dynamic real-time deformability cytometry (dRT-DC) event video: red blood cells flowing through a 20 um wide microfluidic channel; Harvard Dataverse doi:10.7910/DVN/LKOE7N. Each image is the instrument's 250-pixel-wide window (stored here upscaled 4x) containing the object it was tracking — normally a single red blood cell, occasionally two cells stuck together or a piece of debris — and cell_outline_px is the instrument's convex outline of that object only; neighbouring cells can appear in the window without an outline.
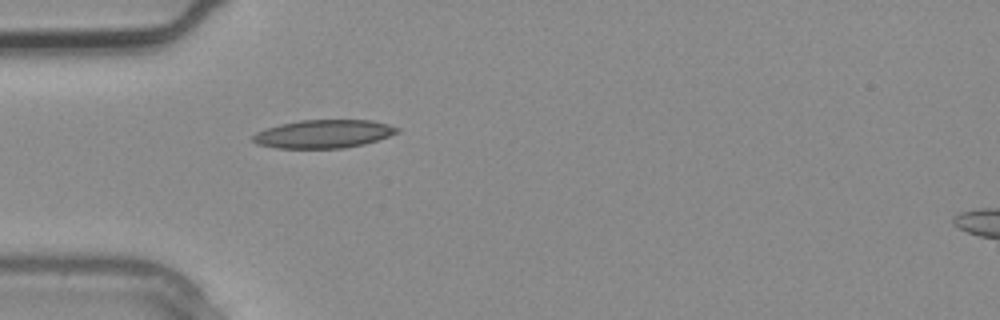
{"species": "common noctule bat (a hibernating species)", "species_latin": "Nyctalus noctula", "temperature_condition": "warm", "stored_images_in_passage": 4, "segment_of_instrument_passage": [1, 2], "camera_frame_rate_fps": 3000, "um_per_image_px": 0.085, "animal": {"sex": "male", "body_mass_g": 20.4}, "frame": {"image": 1, "passage_image": 3, "time_ms": 0.667, "image_size_px": [1000, 320], "cell_outline_px": [[400, 132], [364, 144], [344, 148], [276, 148], [256, 144], [252, 140], [252, 136], [256, 132], [280, 124], [300, 120], [372, 120], [388, 124], [400, 128]], "centroid_in_image_um": [27.5, 11.38], "position_along_channel_um": 57.5, "area_um2": 23.76}}